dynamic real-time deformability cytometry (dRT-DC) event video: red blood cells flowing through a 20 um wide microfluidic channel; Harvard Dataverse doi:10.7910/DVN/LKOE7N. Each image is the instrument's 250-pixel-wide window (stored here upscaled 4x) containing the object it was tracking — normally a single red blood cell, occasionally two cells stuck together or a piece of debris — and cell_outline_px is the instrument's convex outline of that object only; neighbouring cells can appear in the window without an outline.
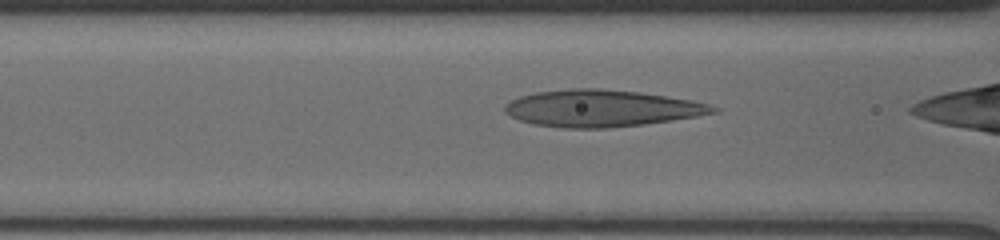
{"species": "human", "species_latin": "Homo sapiens", "temperature_condition": "cold", "stored_images_in_passage": 43, "camera_frame_rate_fps": 3000, "um_per_image_px": 0.085, "donor": {"sex": "male"}, "frame": {"image": 1, "passage_image": 21, "time_ms": 6.667, "image_size_px": [1000, 240], "cell_outline_px": [[720, 112], [672, 120], [644, 124], [608, 128], [564, 128], [532, 124], [520, 120], [504, 112], [504, 108], [512, 100], [520, 96], [536, 92], [572, 88], [600, 88], [640, 92], [692, 100], [708, 104], [720, 108]], "centroid_in_image_um": [51.16, 9.2], "position_along_channel_um": 115.4, "area_um2": 44.68}}
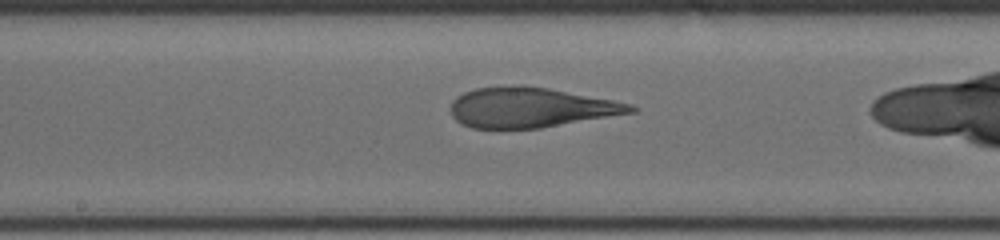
{"frame": {"image": 2, "passage_image": 28, "time_ms": 9.0, "image_size_px": [1000, 240], "cell_outline_px": [[640, 108], [636, 112], [540, 128], [472, 128], [460, 124], [452, 116], [452, 100], [456, 96], [464, 92], [476, 88], [520, 84], [548, 88], [612, 100], [632, 104]], "centroid_in_image_um": [45.1, 9.13], "position_along_channel_um": 203.1, "area_um2": 42.02}}
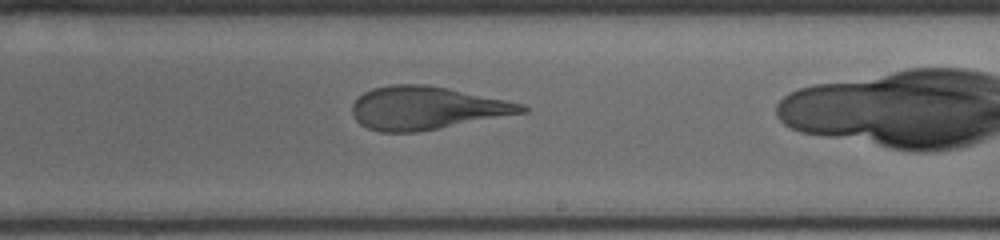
{"frame": {"image": 3, "passage_image": 32, "time_ms": 10.333, "image_size_px": [1000, 240], "cell_outline_px": [[528, 112], [416, 132], [380, 132], [368, 128], [360, 124], [356, 120], [352, 112], [352, 104], [364, 92], [372, 88], [392, 84], [428, 84], [448, 88], [504, 100], [520, 104], [528, 108]], "centroid_in_image_um": [36.21, 9.18], "position_along_channel_um": 252.8, "area_um2": 42.14}}